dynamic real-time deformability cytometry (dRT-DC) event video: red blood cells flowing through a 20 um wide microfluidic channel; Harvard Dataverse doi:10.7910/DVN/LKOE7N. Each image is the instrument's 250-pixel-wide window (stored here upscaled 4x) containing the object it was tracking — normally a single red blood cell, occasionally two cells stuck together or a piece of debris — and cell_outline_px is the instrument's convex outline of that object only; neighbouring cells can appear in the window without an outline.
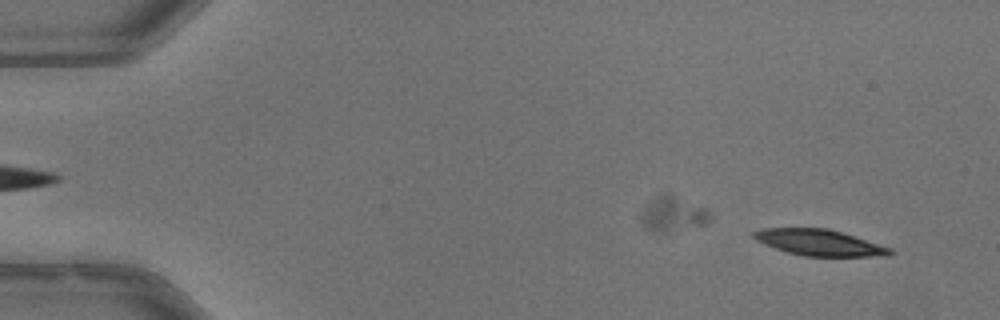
{"species": "common noctule bat (a hibernating species)", "species_latin": "Nyctalus noctula", "temperature_condition": "warm", "stored_images_in_passage": 49, "camera_frame_rate_fps": 3000, "um_per_image_px": 0.085, "animal": {"sex": "male", "body_mass_g": 13.3}, "frame": {"image": 1, "passage_image": 3, "time_ms": 0.667, "image_size_px": [1000, 320], "cell_outline_px": [[892, 252], [888, 256], [804, 256], [784, 252], [764, 244], [756, 240], [752, 236], [752, 232], [764, 228], [828, 228], [892, 248]], "centroid_in_image_um": [69.6, 20.62], "position_along_channel_um": 15.4, "area_um2": 20.69}}
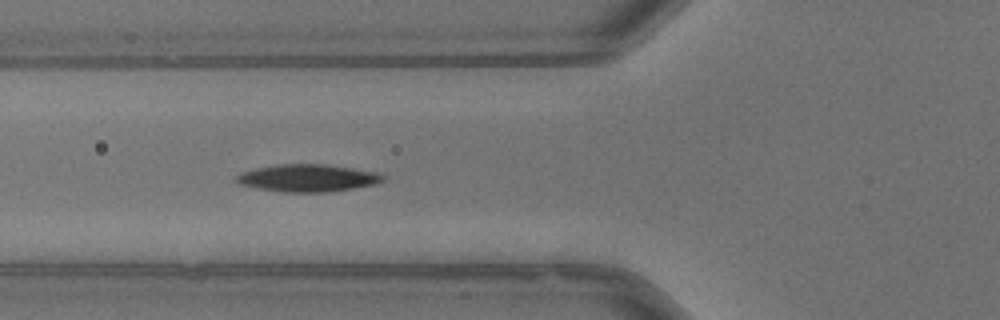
{"frame": {"image": 2, "passage_image": 19, "time_ms": 6.0, "image_size_px": [1000, 320], "cell_outline_px": [[384, 180], [376, 184], [328, 192], [280, 192], [240, 184], [236, 180], [236, 176], [244, 172], [256, 168], [276, 164], [328, 164], [352, 168], [372, 172], [384, 176]], "centroid_in_image_um": [26.15, 15.13], "position_along_channel_um": 99.7, "area_um2": 23.06}}
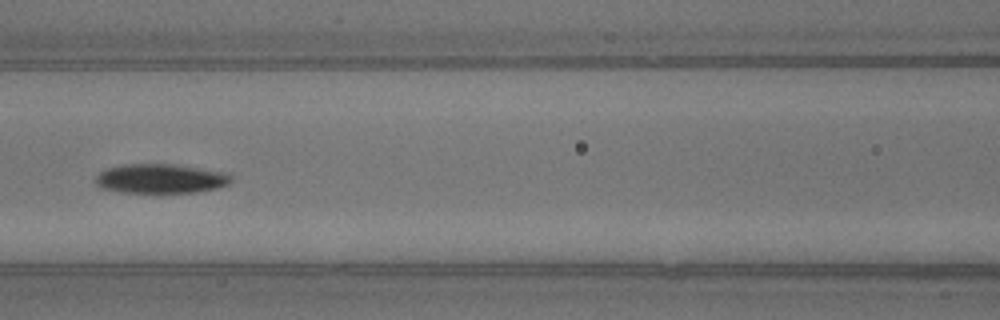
{"frame": {"image": 3, "passage_image": 23, "time_ms": 7.333, "image_size_px": [1000, 320], "cell_outline_px": [[232, 180], [228, 184], [216, 188], [196, 192], [120, 192], [100, 188], [96, 184], [96, 176], [104, 168], [124, 164], [176, 164], [228, 172], [232, 176]], "centroid_in_image_um": [13.65, 15.17], "position_along_channel_um": 152.9, "area_um2": 23.41}, "authors_computed_cell_mechanics": {"area_um2": 22.5998, "velocity_mm_per_s": 3.963, "shape_relaxation_time_tau1_ms": 4.5397, "shape_relaxation_time_tau2_ms": null, "deformation_change_tau1": 0.156, "deformation_change_tau2": null}}